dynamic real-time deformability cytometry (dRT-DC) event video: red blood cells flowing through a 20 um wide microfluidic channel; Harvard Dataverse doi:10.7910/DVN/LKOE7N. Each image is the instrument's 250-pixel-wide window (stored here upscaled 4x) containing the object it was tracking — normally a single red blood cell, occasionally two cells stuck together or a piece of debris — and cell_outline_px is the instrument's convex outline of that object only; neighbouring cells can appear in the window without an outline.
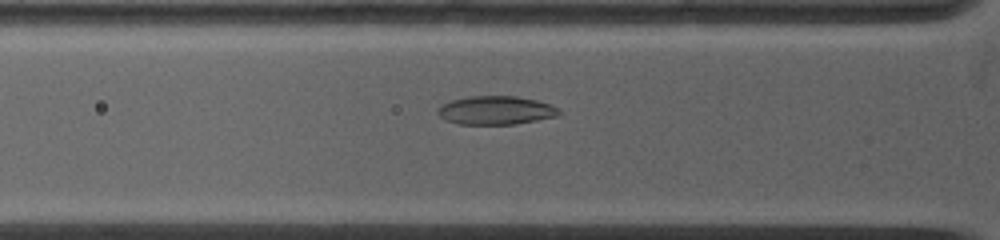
{"species": "common noctule bat (a hibernating species)", "species_latin": "Nyctalus noctula", "temperature_condition": "warm", "stored_images_in_passage": 9, "camera_frame_rate_fps": 5000, "um_per_image_px": 0.085, "animal": {"sex": "female", "body_mass_g": 19.0, "forearm_length_mm": 53.3}, "frame": {"image": 1, "passage_image": 7, "time_ms": 2.4, "image_size_px": [1000, 240], "cell_outline_px": [[560, 112], [556, 116], [516, 124], [456, 124], [444, 120], [436, 112], [436, 108], [440, 104], [452, 100], [468, 96], [516, 96], [536, 100], [560, 108]], "centroid_in_image_um": [42.08, 9.37], "position_along_channel_um": 83.7, "area_um2": 20.29}}
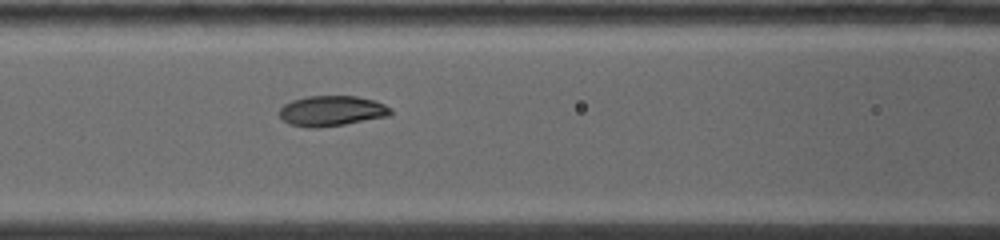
{"frame": {"image": 2, "passage_image": 9, "time_ms": 3.8, "image_size_px": [1000, 240], "cell_outline_px": [[392, 112], [388, 116], [344, 124], [320, 128], [308, 128], [288, 124], [280, 116], [280, 108], [284, 104], [292, 100], [308, 96], [356, 96], [376, 100], [392, 108]], "centroid_in_image_um": [28.19, 9.43], "position_along_channel_um": 138.4, "area_um2": 19.77}}